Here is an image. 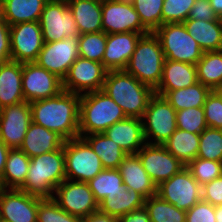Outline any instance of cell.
<instances>
[{
  "mask_svg": "<svg viewBox=\"0 0 222 222\" xmlns=\"http://www.w3.org/2000/svg\"><path fill=\"white\" fill-rule=\"evenodd\" d=\"M79 101L80 95L63 90L56 96L30 102L32 122L65 140L79 137Z\"/></svg>",
  "mask_w": 222,
  "mask_h": 222,
  "instance_id": "1",
  "label": "cell"
},
{
  "mask_svg": "<svg viewBox=\"0 0 222 222\" xmlns=\"http://www.w3.org/2000/svg\"><path fill=\"white\" fill-rule=\"evenodd\" d=\"M66 180L64 147L30 158L28 174L19 190L39 198H53L56 187Z\"/></svg>",
  "mask_w": 222,
  "mask_h": 222,
  "instance_id": "2",
  "label": "cell"
},
{
  "mask_svg": "<svg viewBox=\"0 0 222 222\" xmlns=\"http://www.w3.org/2000/svg\"><path fill=\"white\" fill-rule=\"evenodd\" d=\"M124 111L127 117L143 118L155 91L125 70L107 71L102 89Z\"/></svg>",
  "mask_w": 222,
  "mask_h": 222,
  "instance_id": "3",
  "label": "cell"
},
{
  "mask_svg": "<svg viewBox=\"0 0 222 222\" xmlns=\"http://www.w3.org/2000/svg\"><path fill=\"white\" fill-rule=\"evenodd\" d=\"M125 118L127 116L121 107L103 90L80 95L79 137L103 133Z\"/></svg>",
  "mask_w": 222,
  "mask_h": 222,
  "instance_id": "4",
  "label": "cell"
},
{
  "mask_svg": "<svg viewBox=\"0 0 222 222\" xmlns=\"http://www.w3.org/2000/svg\"><path fill=\"white\" fill-rule=\"evenodd\" d=\"M165 59L159 38L150 32L138 40L125 71L155 90L162 78Z\"/></svg>",
  "mask_w": 222,
  "mask_h": 222,
  "instance_id": "5",
  "label": "cell"
},
{
  "mask_svg": "<svg viewBox=\"0 0 222 222\" xmlns=\"http://www.w3.org/2000/svg\"><path fill=\"white\" fill-rule=\"evenodd\" d=\"M154 34L159 38L167 60L196 65L204 53L183 23H165Z\"/></svg>",
  "mask_w": 222,
  "mask_h": 222,
  "instance_id": "6",
  "label": "cell"
},
{
  "mask_svg": "<svg viewBox=\"0 0 222 222\" xmlns=\"http://www.w3.org/2000/svg\"><path fill=\"white\" fill-rule=\"evenodd\" d=\"M142 121L147 144L163 145L177 129L176 110L156 93L150 98Z\"/></svg>",
  "mask_w": 222,
  "mask_h": 222,
  "instance_id": "7",
  "label": "cell"
},
{
  "mask_svg": "<svg viewBox=\"0 0 222 222\" xmlns=\"http://www.w3.org/2000/svg\"><path fill=\"white\" fill-rule=\"evenodd\" d=\"M63 147L66 179L88 182L104 169L100 158L82 137L65 140Z\"/></svg>",
  "mask_w": 222,
  "mask_h": 222,
  "instance_id": "8",
  "label": "cell"
},
{
  "mask_svg": "<svg viewBox=\"0 0 222 222\" xmlns=\"http://www.w3.org/2000/svg\"><path fill=\"white\" fill-rule=\"evenodd\" d=\"M44 43L79 37L73 14L65 0H49L39 20Z\"/></svg>",
  "mask_w": 222,
  "mask_h": 222,
  "instance_id": "9",
  "label": "cell"
},
{
  "mask_svg": "<svg viewBox=\"0 0 222 222\" xmlns=\"http://www.w3.org/2000/svg\"><path fill=\"white\" fill-rule=\"evenodd\" d=\"M157 195L178 209L188 211L202 200V186L185 166L170 179L157 186Z\"/></svg>",
  "mask_w": 222,
  "mask_h": 222,
  "instance_id": "10",
  "label": "cell"
},
{
  "mask_svg": "<svg viewBox=\"0 0 222 222\" xmlns=\"http://www.w3.org/2000/svg\"><path fill=\"white\" fill-rule=\"evenodd\" d=\"M53 199L63 210L81 219L99 210L87 182L66 179L56 187Z\"/></svg>",
  "mask_w": 222,
  "mask_h": 222,
  "instance_id": "11",
  "label": "cell"
},
{
  "mask_svg": "<svg viewBox=\"0 0 222 222\" xmlns=\"http://www.w3.org/2000/svg\"><path fill=\"white\" fill-rule=\"evenodd\" d=\"M106 74L102 63L79 56L62 80L63 90L78 95L102 90Z\"/></svg>",
  "mask_w": 222,
  "mask_h": 222,
  "instance_id": "12",
  "label": "cell"
},
{
  "mask_svg": "<svg viewBox=\"0 0 222 222\" xmlns=\"http://www.w3.org/2000/svg\"><path fill=\"white\" fill-rule=\"evenodd\" d=\"M22 90L29 103L43 100L63 91L62 79L36 62L22 63Z\"/></svg>",
  "mask_w": 222,
  "mask_h": 222,
  "instance_id": "13",
  "label": "cell"
},
{
  "mask_svg": "<svg viewBox=\"0 0 222 222\" xmlns=\"http://www.w3.org/2000/svg\"><path fill=\"white\" fill-rule=\"evenodd\" d=\"M12 61L35 62L44 40L39 22H22L10 26Z\"/></svg>",
  "mask_w": 222,
  "mask_h": 222,
  "instance_id": "14",
  "label": "cell"
},
{
  "mask_svg": "<svg viewBox=\"0 0 222 222\" xmlns=\"http://www.w3.org/2000/svg\"><path fill=\"white\" fill-rule=\"evenodd\" d=\"M78 57V37H73L44 43L35 62L63 80Z\"/></svg>",
  "mask_w": 222,
  "mask_h": 222,
  "instance_id": "15",
  "label": "cell"
},
{
  "mask_svg": "<svg viewBox=\"0 0 222 222\" xmlns=\"http://www.w3.org/2000/svg\"><path fill=\"white\" fill-rule=\"evenodd\" d=\"M136 154L156 186L170 179L185 167L163 145L146 143Z\"/></svg>",
  "mask_w": 222,
  "mask_h": 222,
  "instance_id": "16",
  "label": "cell"
},
{
  "mask_svg": "<svg viewBox=\"0 0 222 222\" xmlns=\"http://www.w3.org/2000/svg\"><path fill=\"white\" fill-rule=\"evenodd\" d=\"M32 122L27 101L5 106L0 111V139L10 148H20Z\"/></svg>",
  "mask_w": 222,
  "mask_h": 222,
  "instance_id": "17",
  "label": "cell"
},
{
  "mask_svg": "<svg viewBox=\"0 0 222 222\" xmlns=\"http://www.w3.org/2000/svg\"><path fill=\"white\" fill-rule=\"evenodd\" d=\"M102 27L106 34L122 32L150 33L131 4L102 1Z\"/></svg>",
  "mask_w": 222,
  "mask_h": 222,
  "instance_id": "18",
  "label": "cell"
},
{
  "mask_svg": "<svg viewBox=\"0 0 222 222\" xmlns=\"http://www.w3.org/2000/svg\"><path fill=\"white\" fill-rule=\"evenodd\" d=\"M39 197L19 189H6L0 195V218L9 222H37Z\"/></svg>",
  "mask_w": 222,
  "mask_h": 222,
  "instance_id": "19",
  "label": "cell"
},
{
  "mask_svg": "<svg viewBox=\"0 0 222 222\" xmlns=\"http://www.w3.org/2000/svg\"><path fill=\"white\" fill-rule=\"evenodd\" d=\"M148 33L122 32L107 34L102 64L107 71L125 70L138 40Z\"/></svg>",
  "mask_w": 222,
  "mask_h": 222,
  "instance_id": "20",
  "label": "cell"
},
{
  "mask_svg": "<svg viewBox=\"0 0 222 222\" xmlns=\"http://www.w3.org/2000/svg\"><path fill=\"white\" fill-rule=\"evenodd\" d=\"M103 133L127 154H136L146 144L141 118L127 117L114 123Z\"/></svg>",
  "mask_w": 222,
  "mask_h": 222,
  "instance_id": "21",
  "label": "cell"
},
{
  "mask_svg": "<svg viewBox=\"0 0 222 222\" xmlns=\"http://www.w3.org/2000/svg\"><path fill=\"white\" fill-rule=\"evenodd\" d=\"M197 82L196 65L165 59L161 81L154 91L164 96L168 91L186 88Z\"/></svg>",
  "mask_w": 222,
  "mask_h": 222,
  "instance_id": "22",
  "label": "cell"
},
{
  "mask_svg": "<svg viewBox=\"0 0 222 222\" xmlns=\"http://www.w3.org/2000/svg\"><path fill=\"white\" fill-rule=\"evenodd\" d=\"M127 189L139 192L145 198L157 194V186L144 170L137 154H127L118 167Z\"/></svg>",
  "mask_w": 222,
  "mask_h": 222,
  "instance_id": "23",
  "label": "cell"
},
{
  "mask_svg": "<svg viewBox=\"0 0 222 222\" xmlns=\"http://www.w3.org/2000/svg\"><path fill=\"white\" fill-rule=\"evenodd\" d=\"M65 139L57 132L48 130L31 122L20 149L33 158L44 153L56 151L63 147Z\"/></svg>",
  "mask_w": 222,
  "mask_h": 222,
  "instance_id": "24",
  "label": "cell"
},
{
  "mask_svg": "<svg viewBox=\"0 0 222 222\" xmlns=\"http://www.w3.org/2000/svg\"><path fill=\"white\" fill-rule=\"evenodd\" d=\"M22 90V63H0V107L24 102Z\"/></svg>",
  "mask_w": 222,
  "mask_h": 222,
  "instance_id": "25",
  "label": "cell"
},
{
  "mask_svg": "<svg viewBox=\"0 0 222 222\" xmlns=\"http://www.w3.org/2000/svg\"><path fill=\"white\" fill-rule=\"evenodd\" d=\"M183 24L203 52L222 50V18L214 21L188 18Z\"/></svg>",
  "mask_w": 222,
  "mask_h": 222,
  "instance_id": "26",
  "label": "cell"
},
{
  "mask_svg": "<svg viewBox=\"0 0 222 222\" xmlns=\"http://www.w3.org/2000/svg\"><path fill=\"white\" fill-rule=\"evenodd\" d=\"M67 5L73 14L80 34L103 31L102 1L72 0Z\"/></svg>",
  "mask_w": 222,
  "mask_h": 222,
  "instance_id": "27",
  "label": "cell"
},
{
  "mask_svg": "<svg viewBox=\"0 0 222 222\" xmlns=\"http://www.w3.org/2000/svg\"><path fill=\"white\" fill-rule=\"evenodd\" d=\"M49 0H2L3 19L10 25L39 22Z\"/></svg>",
  "mask_w": 222,
  "mask_h": 222,
  "instance_id": "28",
  "label": "cell"
},
{
  "mask_svg": "<svg viewBox=\"0 0 222 222\" xmlns=\"http://www.w3.org/2000/svg\"><path fill=\"white\" fill-rule=\"evenodd\" d=\"M145 199L139 192L124 188L122 191L106 195L99 203V210L102 213L120 218L134 209L142 207Z\"/></svg>",
  "mask_w": 222,
  "mask_h": 222,
  "instance_id": "29",
  "label": "cell"
},
{
  "mask_svg": "<svg viewBox=\"0 0 222 222\" xmlns=\"http://www.w3.org/2000/svg\"><path fill=\"white\" fill-rule=\"evenodd\" d=\"M82 138L100 158L104 169H118L127 153L104 133L84 135Z\"/></svg>",
  "mask_w": 222,
  "mask_h": 222,
  "instance_id": "30",
  "label": "cell"
},
{
  "mask_svg": "<svg viewBox=\"0 0 222 222\" xmlns=\"http://www.w3.org/2000/svg\"><path fill=\"white\" fill-rule=\"evenodd\" d=\"M200 134L176 129L163 146L175 158L187 166L197 157Z\"/></svg>",
  "mask_w": 222,
  "mask_h": 222,
  "instance_id": "31",
  "label": "cell"
},
{
  "mask_svg": "<svg viewBox=\"0 0 222 222\" xmlns=\"http://www.w3.org/2000/svg\"><path fill=\"white\" fill-rule=\"evenodd\" d=\"M29 165L30 158L20 148L10 149L2 174L5 188L19 189L26 180Z\"/></svg>",
  "mask_w": 222,
  "mask_h": 222,
  "instance_id": "32",
  "label": "cell"
},
{
  "mask_svg": "<svg viewBox=\"0 0 222 222\" xmlns=\"http://www.w3.org/2000/svg\"><path fill=\"white\" fill-rule=\"evenodd\" d=\"M212 90L197 82L189 87L168 91L164 97L176 110L203 107L207 96Z\"/></svg>",
  "mask_w": 222,
  "mask_h": 222,
  "instance_id": "33",
  "label": "cell"
},
{
  "mask_svg": "<svg viewBox=\"0 0 222 222\" xmlns=\"http://www.w3.org/2000/svg\"><path fill=\"white\" fill-rule=\"evenodd\" d=\"M196 69L198 82L212 91L222 87V50L204 52Z\"/></svg>",
  "mask_w": 222,
  "mask_h": 222,
  "instance_id": "34",
  "label": "cell"
},
{
  "mask_svg": "<svg viewBox=\"0 0 222 222\" xmlns=\"http://www.w3.org/2000/svg\"><path fill=\"white\" fill-rule=\"evenodd\" d=\"M87 184L98 203L106 195L122 191L125 188L118 169H103L93 179L89 180Z\"/></svg>",
  "mask_w": 222,
  "mask_h": 222,
  "instance_id": "35",
  "label": "cell"
},
{
  "mask_svg": "<svg viewBox=\"0 0 222 222\" xmlns=\"http://www.w3.org/2000/svg\"><path fill=\"white\" fill-rule=\"evenodd\" d=\"M144 206L151 222H186V211L166 202L157 194L146 198Z\"/></svg>",
  "mask_w": 222,
  "mask_h": 222,
  "instance_id": "36",
  "label": "cell"
},
{
  "mask_svg": "<svg viewBox=\"0 0 222 222\" xmlns=\"http://www.w3.org/2000/svg\"><path fill=\"white\" fill-rule=\"evenodd\" d=\"M107 42V34L103 31L80 34L78 37L79 56L102 63Z\"/></svg>",
  "mask_w": 222,
  "mask_h": 222,
  "instance_id": "37",
  "label": "cell"
},
{
  "mask_svg": "<svg viewBox=\"0 0 222 222\" xmlns=\"http://www.w3.org/2000/svg\"><path fill=\"white\" fill-rule=\"evenodd\" d=\"M197 158L222 162V129L207 127L200 133Z\"/></svg>",
  "mask_w": 222,
  "mask_h": 222,
  "instance_id": "38",
  "label": "cell"
},
{
  "mask_svg": "<svg viewBox=\"0 0 222 222\" xmlns=\"http://www.w3.org/2000/svg\"><path fill=\"white\" fill-rule=\"evenodd\" d=\"M164 0H134L133 7L139 14L142 25L154 33L162 25Z\"/></svg>",
  "mask_w": 222,
  "mask_h": 222,
  "instance_id": "39",
  "label": "cell"
},
{
  "mask_svg": "<svg viewBox=\"0 0 222 222\" xmlns=\"http://www.w3.org/2000/svg\"><path fill=\"white\" fill-rule=\"evenodd\" d=\"M37 222H83L63 210L53 198H39Z\"/></svg>",
  "mask_w": 222,
  "mask_h": 222,
  "instance_id": "40",
  "label": "cell"
},
{
  "mask_svg": "<svg viewBox=\"0 0 222 222\" xmlns=\"http://www.w3.org/2000/svg\"><path fill=\"white\" fill-rule=\"evenodd\" d=\"M194 179L203 186L222 176V162L195 158L186 166Z\"/></svg>",
  "mask_w": 222,
  "mask_h": 222,
  "instance_id": "41",
  "label": "cell"
},
{
  "mask_svg": "<svg viewBox=\"0 0 222 222\" xmlns=\"http://www.w3.org/2000/svg\"><path fill=\"white\" fill-rule=\"evenodd\" d=\"M176 125L178 129L200 134L208 127L204 115V108L193 107L176 111Z\"/></svg>",
  "mask_w": 222,
  "mask_h": 222,
  "instance_id": "42",
  "label": "cell"
},
{
  "mask_svg": "<svg viewBox=\"0 0 222 222\" xmlns=\"http://www.w3.org/2000/svg\"><path fill=\"white\" fill-rule=\"evenodd\" d=\"M195 0H164L162 25L165 23H183L188 19Z\"/></svg>",
  "mask_w": 222,
  "mask_h": 222,
  "instance_id": "43",
  "label": "cell"
},
{
  "mask_svg": "<svg viewBox=\"0 0 222 222\" xmlns=\"http://www.w3.org/2000/svg\"><path fill=\"white\" fill-rule=\"evenodd\" d=\"M203 108L207 126L222 129V98L215 90L207 96Z\"/></svg>",
  "mask_w": 222,
  "mask_h": 222,
  "instance_id": "44",
  "label": "cell"
},
{
  "mask_svg": "<svg viewBox=\"0 0 222 222\" xmlns=\"http://www.w3.org/2000/svg\"><path fill=\"white\" fill-rule=\"evenodd\" d=\"M186 222H216L215 206L200 200L191 209L186 211Z\"/></svg>",
  "mask_w": 222,
  "mask_h": 222,
  "instance_id": "45",
  "label": "cell"
},
{
  "mask_svg": "<svg viewBox=\"0 0 222 222\" xmlns=\"http://www.w3.org/2000/svg\"><path fill=\"white\" fill-rule=\"evenodd\" d=\"M202 200L213 206L222 205V176L202 186Z\"/></svg>",
  "mask_w": 222,
  "mask_h": 222,
  "instance_id": "46",
  "label": "cell"
},
{
  "mask_svg": "<svg viewBox=\"0 0 222 222\" xmlns=\"http://www.w3.org/2000/svg\"><path fill=\"white\" fill-rule=\"evenodd\" d=\"M189 19L214 21L218 18L213 12L209 0H195L192 5Z\"/></svg>",
  "mask_w": 222,
  "mask_h": 222,
  "instance_id": "47",
  "label": "cell"
},
{
  "mask_svg": "<svg viewBox=\"0 0 222 222\" xmlns=\"http://www.w3.org/2000/svg\"><path fill=\"white\" fill-rule=\"evenodd\" d=\"M10 25L0 21V63L11 61Z\"/></svg>",
  "mask_w": 222,
  "mask_h": 222,
  "instance_id": "48",
  "label": "cell"
},
{
  "mask_svg": "<svg viewBox=\"0 0 222 222\" xmlns=\"http://www.w3.org/2000/svg\"><path fill=\"white\" fill-rule=\"evenodd\" d=\"M118 219L119 222H151L149 213L144 205Z\"/></svg>",
  "mask_w": 222,
  "mask_h": 222,
  "instance_id": "49",
  "label": "cell"
},
{
  "mask_svg": "<svg viewBox=\"0 0 222 222\" xmlns=\"http://www.w3.org/2000/svg\"><path fill=\"white\" fill-rule=\"evenodd\" d=\"M83 222H119V219L117 217L102 213L100 210H98L84 218Z\"/></svg>",
  "mask_w": 222,
  "mask_h": 222,
  "instance_id": "50",
  "label": "cell"
},
{
  "mask_svg": "<svg viewBox=\"0 0 222 222\" xmlns=\"http://www.w3.org/2000/svg\"><path fill=\"white\" fill-rule=\"evenodd\" d=\"M10 148L0 139V175L2 176Z\"/></svg>",
  "mask_w": 222,
  "mask_h": 222,
  "instance_id": "51",
  "label": "cell"
},
{
  "mask_svg": "<svg viewBox=\"0 0 222 222\" xmlns=\"http://www.w3.org/2000/svg\"><path fill=\"white\" fill-rule=\"evenodd\" d=\"M209 1L211 3L213 12L216 14V16L222 18V0H209Z\"/></svg>",
  "mask_w": 222,
  "mask_h": 222,
  "instance_id": "52",
  "label": "cell"
},
{
  "mask_svg": "<svg viewBox=\"0 0 222 222\" xmlns=\"http://www.w3.org/2000/svg\"><path fill=\"white\" fill-rule=\"evenodd\" d=\"M216 222H222V205L215 206Z\"/></svg>",
  "mask_w": 222,
  "mask_h": 222,
  "instance_id": "53",
  "label": "cell"
},
{
  "mask_svg": "<svg viewBox=\"0 0 222 222\" xmlns=\"http://www.w3.org/2000/svg\"><path fill=\"white\" fill-rule=\"evenodd\" d=\"M112 1L124 3V4H131V5H133L134 3V0H112Z\"/></svg>",
  "mask_w": 222,
  "mask_h": 222,
  "instance_id": "54",
  "label": "cell"
},
{
  "mask_svg": "<svg viewBox=\"0 0 222 222\" xmlns=\"http://www.w3.org/2000/svg\"><path fill=\"white\" fill-rule=\"evenodd\" d=\"M6 190L4 184H3V180H2V176L0 175V195Z\"/></svg>",
  "mask_w": 222,
  "mask_h": 222,
  "instance_id": "55",
  "label": "cell"
},
{
  "mask_svg": "<svg viewBox=\"0 0 222 222\" xmlns=\"http://www.w3.org/2000/svg\"><path fill=\"white\" fill-rule=\"evenodd\" d=\"M219 95L220 97L222 98V87H219L215 90Z\"/></svg>",
  "mask_w": 222,
  "mask_h": 222,
  "instance_id": "56",
  "label": "cell"
},
{
  "mask_svg": "<svg viewBox=\"0 0 222 222\" xmlns=\"http://www.w3.org/2000/svg\"><path fill=\"white\" fill-rule=\"evenodd\" d=\"M3 20L2 3H0V21Z\"/></svg>",
  "mask_w": 222,
  "mask_h": 222,
  "instance_id": "57",
  "label": "cell"
},
{
  "mask_svg": "<svg viewBox=\"0 0 222 222\" xmlns=\"http://www.w3.org/2000/svg\"><path fill=\"white\" fill-rule=\"evenodd\" d=\"M0 222H9V221H6V220H3V219L0 218Z\"/></svg>",
  "mask_w": 222,
  "mask_h": 222,
  "instance_id": "58",
  "label": "cell"
}]
</instances>
